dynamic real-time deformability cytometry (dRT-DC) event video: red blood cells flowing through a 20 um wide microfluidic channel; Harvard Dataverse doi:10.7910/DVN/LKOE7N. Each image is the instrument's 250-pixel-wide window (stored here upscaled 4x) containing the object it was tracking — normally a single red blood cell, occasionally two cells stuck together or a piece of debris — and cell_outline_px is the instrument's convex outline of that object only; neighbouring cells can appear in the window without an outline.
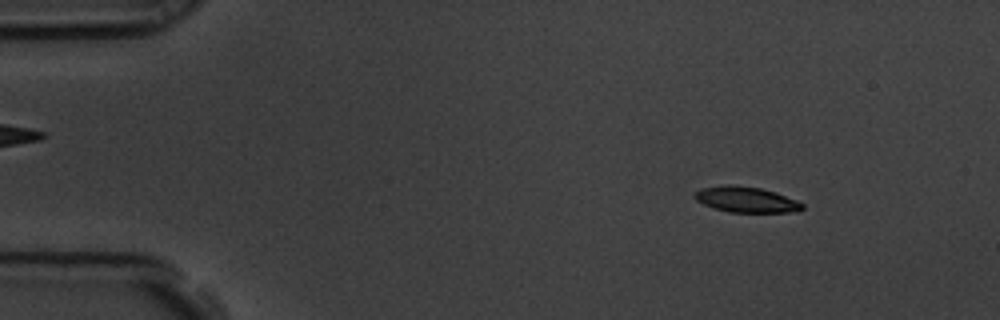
{"species": "common noctule bat (a hibernating species)", "species_latin": "Nyctalus noctula", "temperature_condition": "room temperature", "stored_images_in_passage": 57, "camera_frame_rate_fps": 3000, "um_per_image_px": 0.085, "animal": {"sex": "male", "body_mass_g": 19.5, "forearm_length_mm": 54.6}, "frame": {"image": 1, "passage_image": 7, "time_ms": 2.0, "image_size_px": [1000, 320], "cell_outline_px": [[804, 208], [796, 212], [728, 212], [712, 208], [696, 200], [692, 196], [700, 188], [724, 184], [732, 184], [760, 188], [776, 192], [796, 200], [804, 204]], "centroid_in_image_um": [63.4, 16.96], "position_along_channel_um": 21.6, "area_um2": 16.3}}
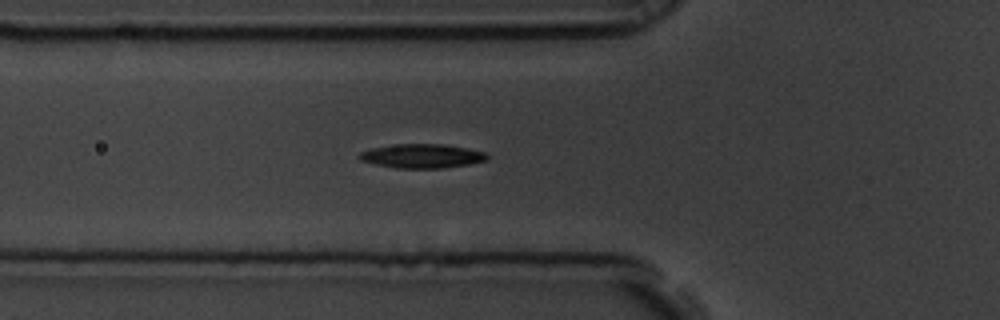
{"frame": {"image": 2, "passage_image": 20, "time_ms": 6.333, "image_size_px": [1000, 320], "cell_outline_px": [[488, 160], [468, 164], [440, 168], [396, 168], [376, 164], [360, 160], [356, 156], [360, 152], [372, 148], [400, 144], [444, 144], [468, 148], [484, 152], [488, 156]], "centroid_in_image_um": [35.86, 13.26], "position_along_channel_um": 89.9, "area_um2": 17.8}}
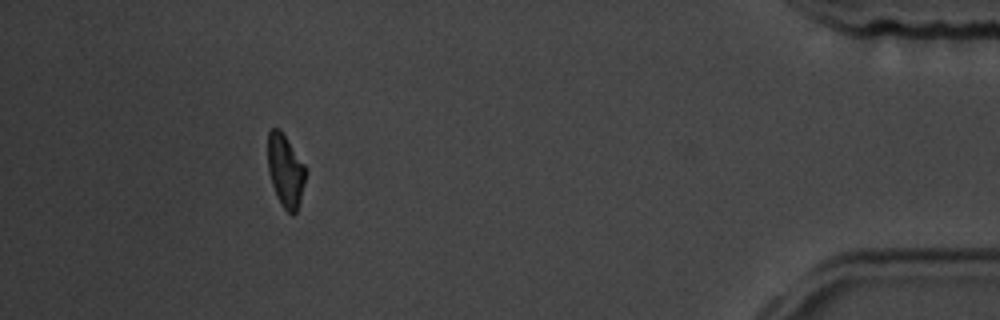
{"frame": {"image": 3, "passage_image": 52, "time_ms": 17.0, "image_size_px": [1000, 320], "cell_outline_px": [[308, 172], [300, 200], [296, 212], [292, 216], [280, 204], [276, 196], [268, 172], [268, 132], [272, 128], [280, 128], [304, 164]], "centroid_in_image_um": [24.27, 14.52], "position_along_channel_um": 410.9, "area_um2": 16.18}, "authors_computed_cell_mechanics": {"area_um2": 16.8776, "velocity_mm_per_s": 3.5603, "shape_relaxation_time_tau1_ms": 4.4299, "shape_relaxation_time_tau2_ms": null, "deformation_change_tau1": 0.1369, "deformation_change_tau2": null}}